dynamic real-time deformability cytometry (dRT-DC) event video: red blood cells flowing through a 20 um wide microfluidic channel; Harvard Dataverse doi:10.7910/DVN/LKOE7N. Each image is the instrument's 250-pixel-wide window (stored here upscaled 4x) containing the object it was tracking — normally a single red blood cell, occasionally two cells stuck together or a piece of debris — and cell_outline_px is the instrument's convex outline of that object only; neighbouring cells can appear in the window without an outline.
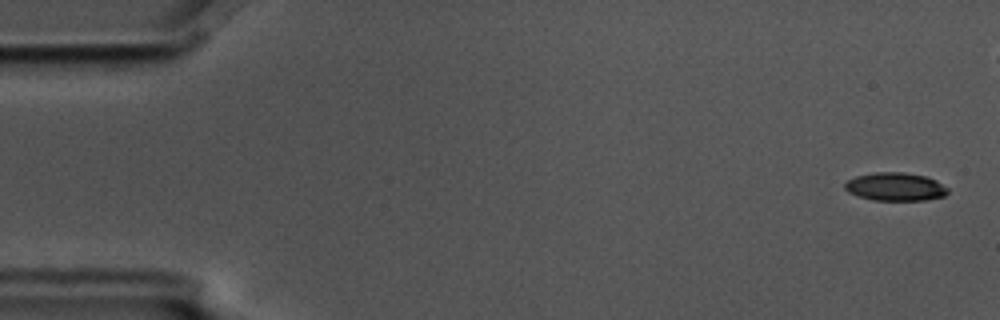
{"species": "common noctule bat (a hibernating species)", "species_latin": "Nyctalus noctula", "temperature_condition": "cold", "stored_images_in_passage": 6, "camera_frame_rate_fps": 3000, "um_per_image_px": 0.085, "animal": {"sex": "male", "body_mass_g": 17.5, "forearm_length_mm": 52.3}, "frame": {"image": 1, "passage_image": 1, "time_ms": 0.0, "image_size_px": [1000, 320], "cell_outline_px": [[948, 192], [944, 196], [924, 200], [872, 200], [848, 192], [844, 188], [844, 184], [848, 180], [856, 176], [876, 172], [904, 172], [924, 176], [936, 180], [948, 188]], "centroid_in_image_um": [76.1, 15.87], "position_along_channel_um": 8.9, "area_um2": 16.82}}